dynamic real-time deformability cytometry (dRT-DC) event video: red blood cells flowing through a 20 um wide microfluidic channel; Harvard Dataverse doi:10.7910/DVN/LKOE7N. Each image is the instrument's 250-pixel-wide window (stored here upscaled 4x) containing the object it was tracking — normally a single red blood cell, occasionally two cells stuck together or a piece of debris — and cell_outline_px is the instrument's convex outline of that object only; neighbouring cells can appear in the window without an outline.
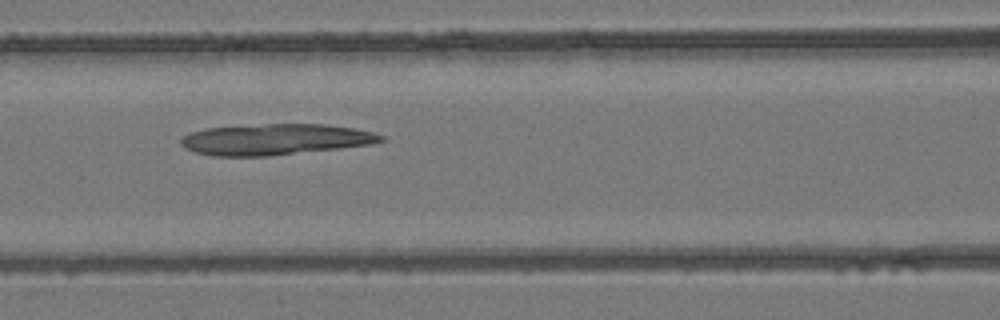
{"species": "common noctule bat (a hibernating species)", "species_latin": "Nyctalus noctula", "temperature_condition": "room temperature", "stored_images_in_passage": 37, "camera_frame_rate_fps": 3000, "um_per_image_px": 0.085, "animal": {"sex": "female", "body_mass_g": 24.6, "forearm_length_mm": 56.2}, "frame": {"image": 1, "passage_image": 15, "time_ms": 4.667, "image_size_px": [1000, 320], "cell_outline_px": [[384, 140], [372, 144], [268, 156], [212, 156], [196, 152], [184, 148], [180, 144], [180, 140], [184, 136], [192, 132], [204, 128], [268, 124], [324, 124], [356, 128], [372, 132], [384, 136]], "centroid_in_image_um": [23.38, 11.85], "position_along_channel_um": 143.2, "area_um2": 35.95}}
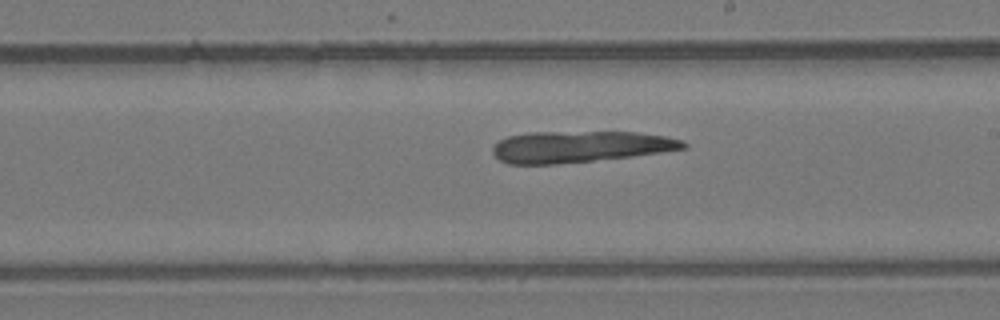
{"frame": {"image": 2, "passage_image": 22, "time_ms": 7.0, "image_size_px": [1000, 320], "cell_outline_px": [[688, 148], [632, 156], [556, 164], [508, 164], [500, 160], [492, 152], [492, 148], [500, 140], [508, 136], [532, 132], [636, 132], [664, 136], [680, 140], [688, 144]], "centroid_in_image_um": [49.28, 12.47], "position_along_channel_um": 239.7, "area_um2": 34.62}}
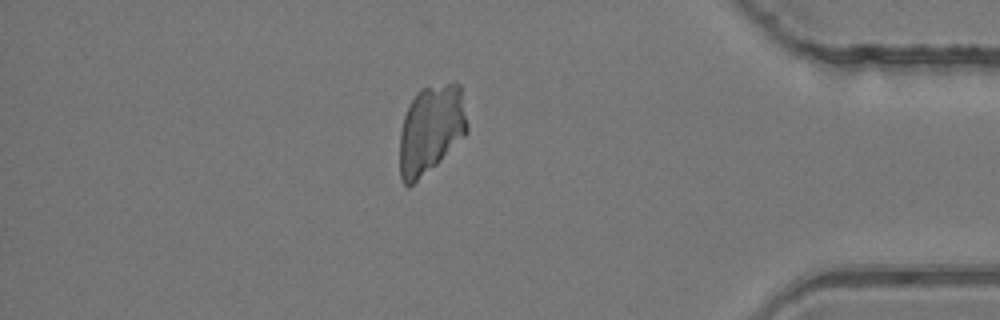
{"frame": {"image": 3, "passage_image": 36, "time_ms": 11.667, "image_size_px": [1000, 320], "cell_outline_px": [[468, 132], [436, 164], [408, 188], [400, 180], [400, 132], [404, 116], [408, 104], [416, 92], [420, 88], [452, 80], [456, 80], [460, 84], [468, 124]], "centroid_in_image_um": [36.63, 10.94], "position_along_channel_um": 398.6, "area_um2": 35.32}}